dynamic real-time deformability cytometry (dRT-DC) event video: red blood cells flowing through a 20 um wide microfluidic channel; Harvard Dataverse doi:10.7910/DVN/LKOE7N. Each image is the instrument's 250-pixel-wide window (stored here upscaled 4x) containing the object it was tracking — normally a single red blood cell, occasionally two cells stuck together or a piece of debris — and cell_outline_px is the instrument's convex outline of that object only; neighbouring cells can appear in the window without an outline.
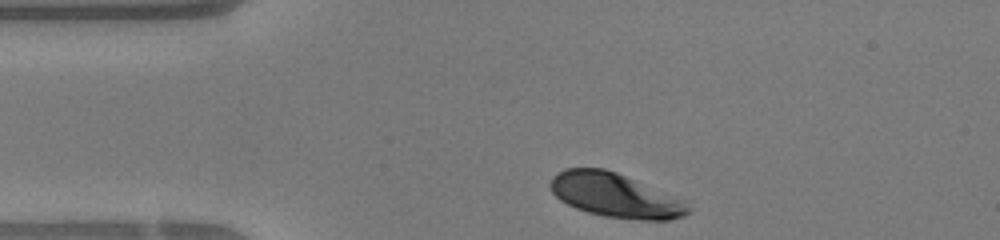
{"species": "human", "species_latin": "Homo sapiens", "temperature_condition": "warm", "stored_images_in_passage": 39, "camera_frame_rate_fps": 3000, "um_per_image_px": 0.085, "donor": {"sex": "female"}, "frame": {"image": 1, "passage_image": 1, "time_ms": 0.0, "image_size_px": [1000, 240], "cell_outline_px": [[692, 208], [684, 216], [668, 220], [640, 220], [604, 216], [588, 212], [576, 208], [560, 200], [552, 192], [548, 184], [552, 176], [564, 168], [604, 168], [616, 172], [684, 200]], "centroid_in_image_um": [52.27, 16.6], "position_along_channel_um": 32.7, "area_um2": 35.37}}
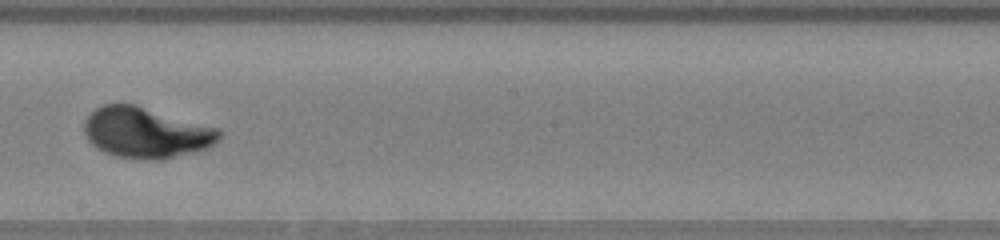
{"frame": {"image": 2, "passage_image": 18, "time_ms": 5.667, "image_size_px": [1000, 240], "cell_outline_px": [[224, 132], [220, 140], [216, 144], [208, 148], [196, 152], [164, 160], [144, 160], [116, 156], [104, 152], [96, 148], [84, 136], [84, 120], [96, 108], [104, 104], [136, 104], [220, 128]], "centroid_in_image_um": [12.47, 11.29], "position_along_channel_um": 235.7, "area_um2": 40.75}}
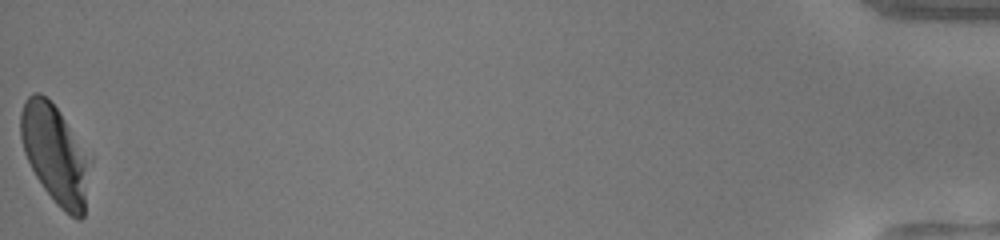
{"frame": {"image": 3, "passage_image": 39, "time_ms": 12.667, "image_size_px": [1000, 240], "cell_outline_px": [[92, 160], [84, 216], [80, 220], [64, 212], [56, 204], [44, 188], [36, 176], [24, 152], [20, 136], [20, 112], [24, 100], [32, 92], [40, 92], [60, 112], [92, 156]], "centroid_in_image_um": [4.73, 13.11], "position_along_channel_um": 430.5, "area_um2": 40.4}, "authors_computed_cell_mechanics": {"area_um2": 38.6104, "velocity_mm_per_s": 4.3195, "shape_relaxation_time_tau1_ms": 3.1575, "shape_relaxation_time_tau2_ms": null, "deformation_change_tau1": 0.177, "deformation_change_tau2": null}}